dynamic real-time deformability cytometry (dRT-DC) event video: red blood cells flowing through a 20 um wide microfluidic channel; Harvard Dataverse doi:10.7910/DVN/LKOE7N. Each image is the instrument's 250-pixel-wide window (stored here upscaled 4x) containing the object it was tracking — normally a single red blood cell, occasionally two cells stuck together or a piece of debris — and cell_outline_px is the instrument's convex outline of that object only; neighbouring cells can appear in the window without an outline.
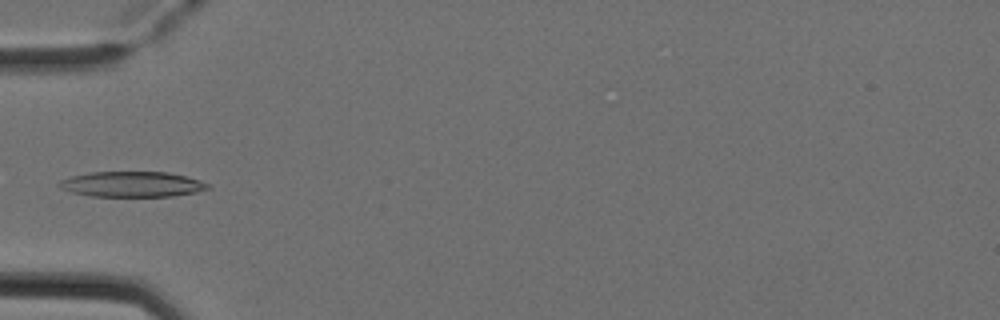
{"species": "Egyptian fruit bat (a non-hibernating species)", "species_latin": "Rousettus aegyptiacus", "temperature_condition": "cold", "stored_images_in_passage": 3, "camera_frame_rate_fps": 3000, "um_per_image_px": 0.085, "animal": {"sex": "female"}, "frame": {"image": 1, "passage_image": 3, "time_ms": 0.667, "image_size_px": [1000, 320], "cell_outline_px": [[212, 188], [196, 192], [172, 196], [92, 196], [72, 192], [60, 188], [60, 180], [72, 176], [88, 172], [168, 172], [200, 180], [208, 184]], "centroid_in_image_um": [11.25, 15.66], "position_along_channel_um": 73.8, "area_um2": 21.85}}